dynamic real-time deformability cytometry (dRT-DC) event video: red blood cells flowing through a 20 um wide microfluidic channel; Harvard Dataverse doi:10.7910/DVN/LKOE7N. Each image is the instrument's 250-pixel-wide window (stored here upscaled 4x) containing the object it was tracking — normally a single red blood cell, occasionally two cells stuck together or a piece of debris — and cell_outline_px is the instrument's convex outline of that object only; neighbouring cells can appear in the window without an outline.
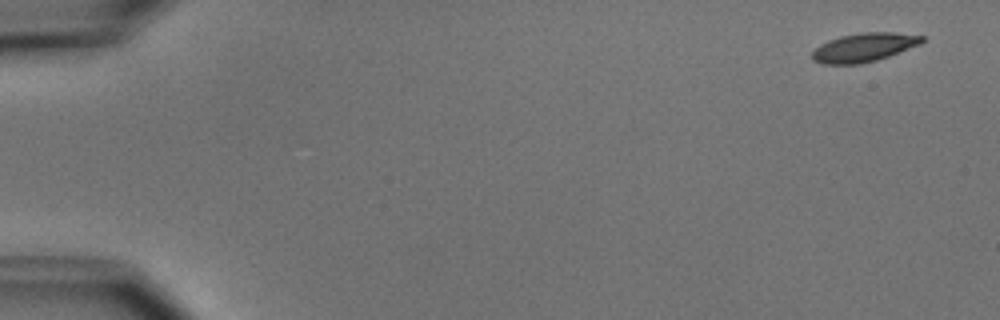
{"species": "common noctule bat (a hibernating species)", "species_latin": "Nyctalus noctula", "temperature_condition": "cold", "stored_images_in_passage": 10, "camera_frame_rate_fps": 3000, "um_per_image_px": 0.085, "animal": {"sex": "male", "body_mass_g": 15.6}, "frame": {"image": 1, "passage_image": 1, "time_ms": 0.0, "image_size_px": [1000, 320], "cell_outline_px": [[924, 40], [920, 44], [888, 56], [876, 60], [860, 64], [824, 64], [812, 60], [812, 52], [820, 44], [828, 40], [840, 36], [860, 32], [896, 32], [924, 36]], "centroid_in_image_um": [73.42, 4.02], "position_along_channel_um": 11.6, "area_um2": 18.38}}